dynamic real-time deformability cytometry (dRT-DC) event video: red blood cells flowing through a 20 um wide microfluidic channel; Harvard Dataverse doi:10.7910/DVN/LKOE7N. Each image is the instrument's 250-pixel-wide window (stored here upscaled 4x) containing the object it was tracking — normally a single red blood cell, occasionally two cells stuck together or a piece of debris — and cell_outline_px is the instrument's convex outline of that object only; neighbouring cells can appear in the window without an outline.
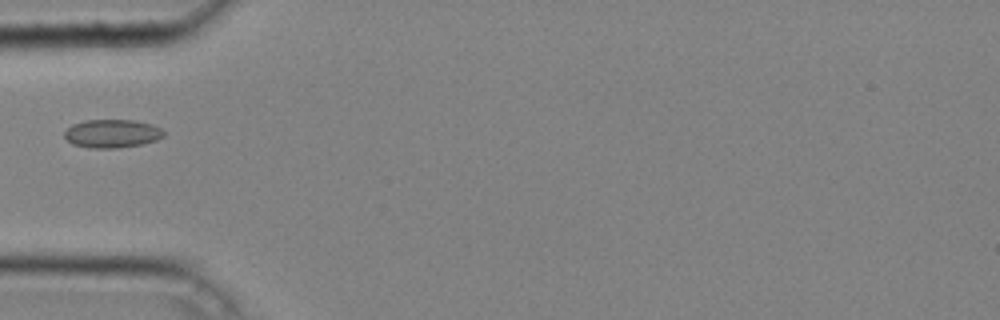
{"species": "common noctule bat (a hibernating species)", "species_latin": "Nyctalus noctula", "temperature_condition": "cold", "stored_images_in_passage": 27, "camera_frame_rate_fps": 3000, "um_per_image_px": 0.085, "animal": {"sex": "male", "body_mass_g": 20.4}, "frame": {"image": 1, "passage_image": 1, "time_ms": 0.0, "image_size_px": [1000, 320], "cell_outline_px": [[164, 136], [156, 140], [140, 144], [116, 148], [88, 148], [72, 144], [64, 136], [64, 132], [72, 124], [84, 120], [132, 120], [152, 124], [160, 128], [164, 132]], "centroid_in_image_um": [9.5, 11.35], "position_along_channel_um": 75.5, "area_um2": 16.36}}
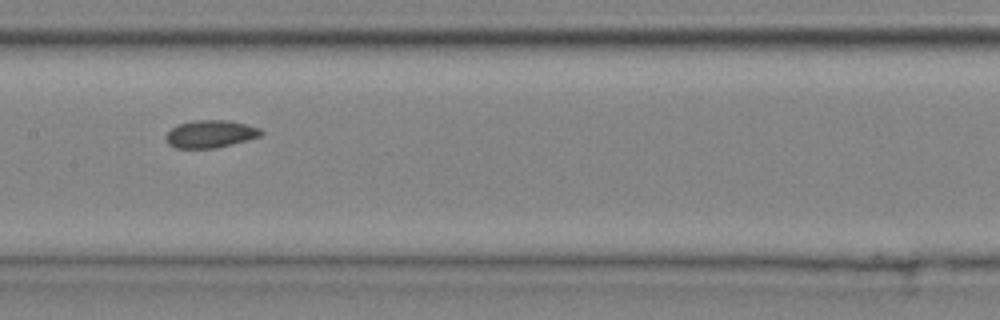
{"frame": {"image": 2, "passage_image": 9, "time_ms": 2.667, "image_size_px": [1000, 320], "cell_outline_px": [[264, 132], [260, 136], [232, 144], [216, 148], [176, 148], [168, 144], [168, 132], [172, 128], [180, 124], [192, 120], [228, 120], [260, 128]], "centroid_in_image_um": [17.91, 11.38], "position_along_channel_um": 189.5, "area_um2": 15.03}}
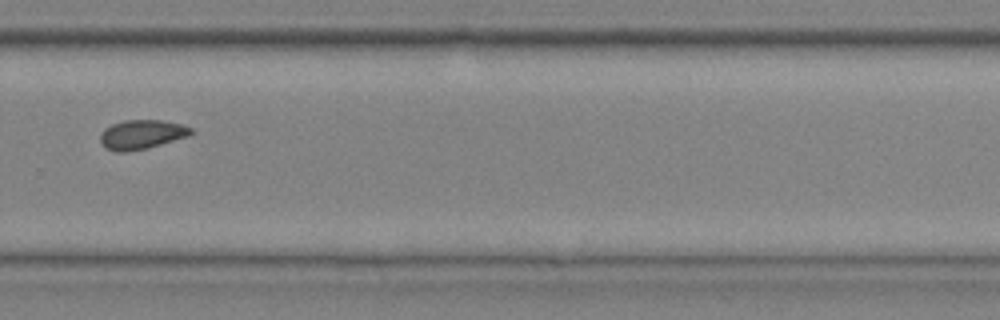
{"frame": {"image": 3, "passage_image": 18, "time_ms": 5.667, "image_size_px": [1000, 320], "cell_outline_px": [[196, 132], [188, 136], [148, 148], [128, 152], [116, 152], [104, 148], [100, 140], [100, 132], [104, 128], [112, 124], [124, 120], [160, 120], [180, 124], [192, 128]], "centroid_in_image_um": [12.02, 11.44], "position_along_channel_um": 317.8, "area_um2": 15.66}}